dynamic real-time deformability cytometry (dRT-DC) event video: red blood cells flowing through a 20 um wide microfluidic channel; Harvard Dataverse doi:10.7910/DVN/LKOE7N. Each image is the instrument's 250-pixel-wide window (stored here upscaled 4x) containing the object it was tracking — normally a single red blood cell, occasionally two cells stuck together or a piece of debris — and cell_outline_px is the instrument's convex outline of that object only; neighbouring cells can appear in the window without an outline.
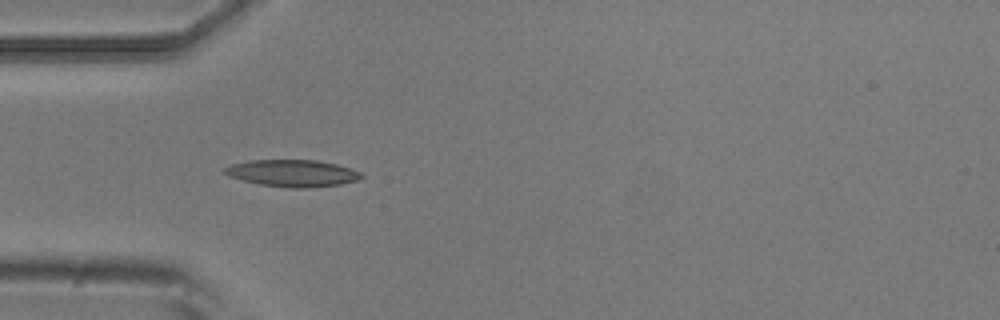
{"species": "common noctule bat (a hibernating species)", "species_latin": "Nyctalus noctula", "temperature_condition": "room temperature", "stored_images_in_passage": 5, "camera_frame_rate_fps": 3000, "um_per_image_px": 0.085, "animal": {"sex": "male", "body_mass_g": 20.5, "forearm_length_mm": 52.5}, "frame": {"image": 1, "passage_image": 5, "time_ms": 1.333, "image_size_px": [1000, 320], "cell_outline_px": [[364, 176], [356, 180], [340, 184], [308, 188], [288, 188], [260, 184], [228, 176], [224, 172], [224, 168], [232, 164], [252, 160], [316, 160], [336, 164], [360, 172]], "centroid_in_image_um": [24.85, 14.72], "position_along_channel_um": 60.1, "area_um2": 21.21}}